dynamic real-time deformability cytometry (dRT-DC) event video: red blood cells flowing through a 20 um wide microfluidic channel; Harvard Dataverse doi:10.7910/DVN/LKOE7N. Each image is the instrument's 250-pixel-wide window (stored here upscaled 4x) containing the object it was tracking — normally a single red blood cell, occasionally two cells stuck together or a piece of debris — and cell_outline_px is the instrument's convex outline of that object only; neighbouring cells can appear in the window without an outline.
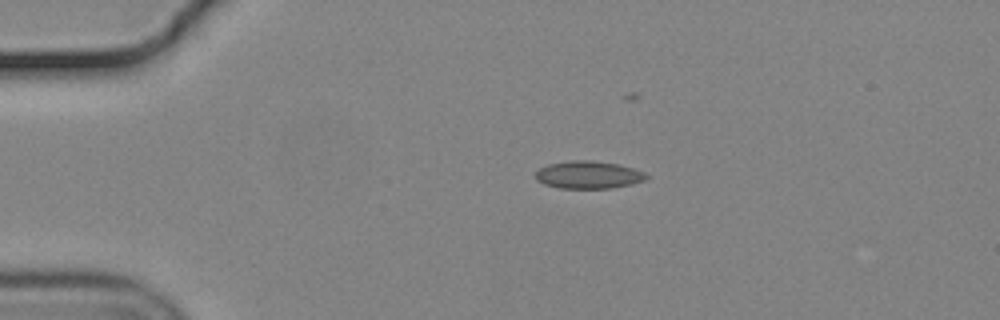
{"species": "common noctule bat (a hibernating species)", "species_latin": "Nyctalus noctula", "temperature_condition": "cold", "stored_images_in_passage": 34, "camera_frame_rate_fps": 3000, "um_per_image_px": 0.085, "animal": {"sex": "male", "body_mass_g": 19.2, "forearm_length_mm": 51.8}, "frame": {"image": 1, "passage_image": 1, "time_ms": 0.0, "image_size_px": [1000, 320], "cell_outline_px": [[648, 176], [644, 180], [632, 184], [612, 188], [560, 188], [544, 184], [536, 180], [536, 172], [540, 168], [548, 164], [572, 160], [592, 160], [616, 164], [632, 168], [644, 172]], "centroid_in_image_um": [50.0, 14.86], "position_along_channel_um": 35.0, "area_um2": 17.69}}
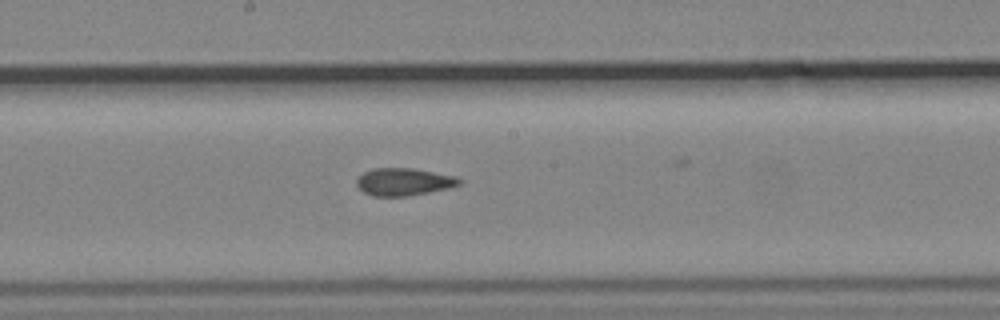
{"frame": {"image": 2, "passage_image": 19, "time_ms": 6.0, "image_size_px": [1000, 320], "cell_outline_px": [[464, 180], [460, 184], [452, 188], [404, 196], [372, 196], [364, 192], [356, 184], [356, 180], [364, 172], [372, 168], [412, 168], [456, 176]], "centroid_in_image_um": [34.36, 15.45], "position_along_channel_um": 213.8, "area_um2": 16.47}}
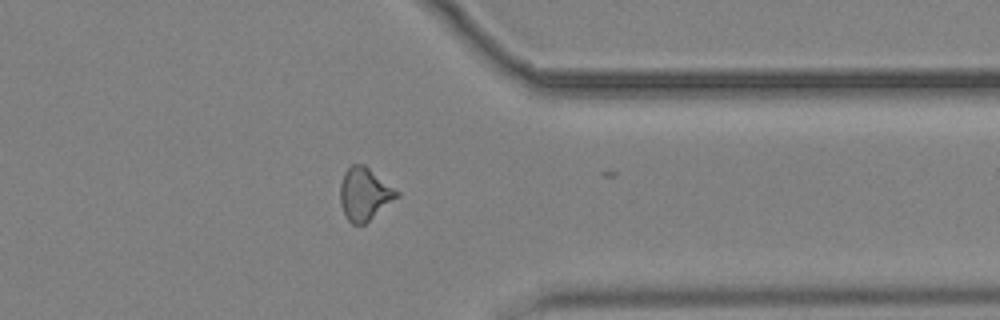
{"frame": {"image": 3, "passage_image": 33, "time_ms": 10.667, "image_size_px": [1000, 320], "cell_outline_px": [[400, 196], [364, 224], [352, 224], [344, 216], [340, 204], [340, 184], [344, 172], [352, 164], [364, 164], [400, 192]], "centroid_in_image_um": [30.98, 16.49], "position_along_channel_um": 380.4, "area_um2": 17.46}, "authors_computed_cell_mechanics": {"area_um2": 16.8776, "velocity_mm_per_s": 3.7147, "shape_relaxation_time_tau1_ms": null, "shape_relaxation_time_tau2_ms": 2.9449, "deformation_change_tau1": null, "deformation_change_tau2": 0.0971}}